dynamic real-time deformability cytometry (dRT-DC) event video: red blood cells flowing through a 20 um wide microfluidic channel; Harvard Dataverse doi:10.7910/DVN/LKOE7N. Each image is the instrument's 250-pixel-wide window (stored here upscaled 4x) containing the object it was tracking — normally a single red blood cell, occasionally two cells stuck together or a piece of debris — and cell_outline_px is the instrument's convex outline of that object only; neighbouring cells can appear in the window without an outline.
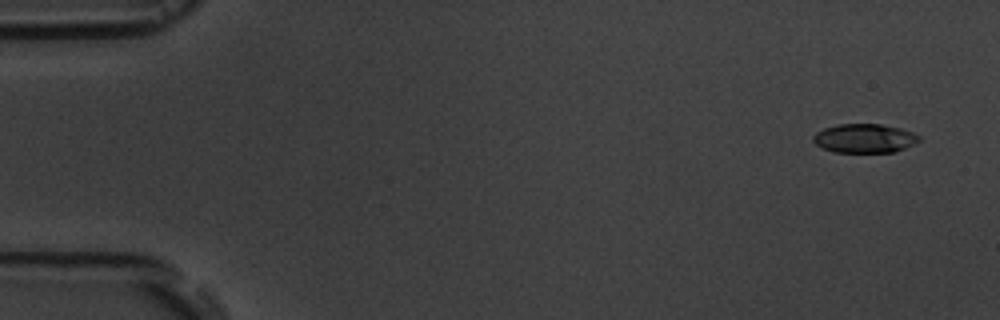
{"species": "common noctule bat (a hibernating species)", "species_latin": "Nyctalus noctula", "temperature_condition": "room temperature", "stored_images_in_passage": 5, "camera_frame_rate_fps": 3000, "um_per_image_px": 0.085, "animal": {"sex": "male", "body_mass_g": 19.5, "forearm_length_mm": 54.6}, "frame": {"image": 1, "passage_image": 1, "time_ms": 0.0, "image_size_px": [1000, 320], "cell_outline_px": [[920, 140], [896, 152], [832, 152], [820, 148], [812, 140], [812, 136], [816, 132], [824, 128], [836, 124], [880, 124], [900, 128], [912, 132], [920, 136]], "centroid_in_image_um": [73.43, 11.76], "position_along_channel_um": 11.6, "area_um2": 17.98}}
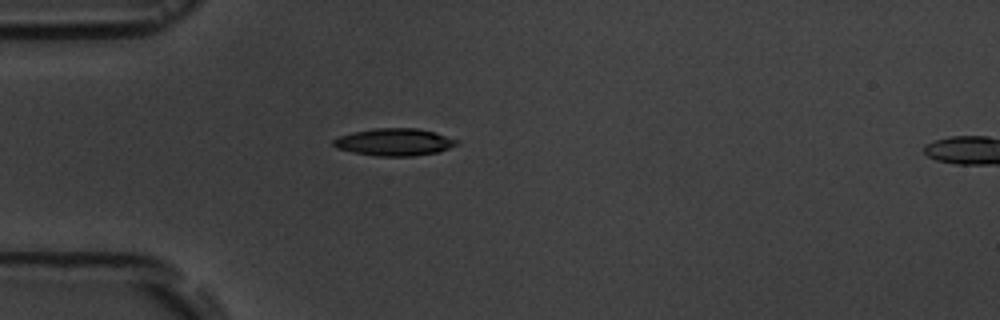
{"frame": {"image": 2, "passage_image": 4, "time_ms": 4.333, "image_size_px": [1000, 320], "cell_outline_px": [[460, 144], [440, 152], [412, 156], [376, 156], [352, 152], [336, 148], [332, 144], [332, 140], [340, 136], [352, 132], [376, 128], [416, 128], [436, 132], [460, 140]], "centroid_in_image_um": [33.57, 12.08], "position_along_channel_um": 51.4, "area_um2": 19.88}}